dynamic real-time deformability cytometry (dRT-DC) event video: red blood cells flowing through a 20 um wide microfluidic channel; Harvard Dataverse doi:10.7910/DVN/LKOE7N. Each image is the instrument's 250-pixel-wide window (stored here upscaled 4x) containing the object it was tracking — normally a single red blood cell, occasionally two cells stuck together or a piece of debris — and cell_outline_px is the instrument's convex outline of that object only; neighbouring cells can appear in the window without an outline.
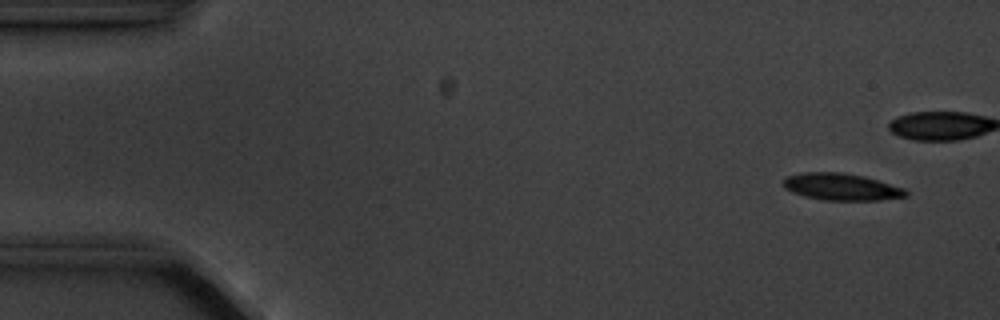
{"species": "common noctule bat (a hibernating species)", "species_latin": "Nyctalus noctula", "temperature_condition": "cold", "stored_images_in_passage": 10, "camera_frame_rate_fps": 3000, "um_per_image_px": 0.085, "animal": {"sex": "male", "body_mass_g": 20.1, "forearm_length_mm": 53.5}, "frame": {"image": 1, "passage_image": 1, "time_ms": 0.0, "image_size_px": [1000, 320], "cell_outline_px": [[908, 196], [880, 200], [824, 200], [804, 196], [792, 192], [784, 188], [784, 176], [800, 172], [844, 172], [864, 176], [904, 188], [908, 192]], "centroid_in_image_um": [71.49, 15.87], "position_along_channel_um": 13.5, "area_um2": 19.36}}
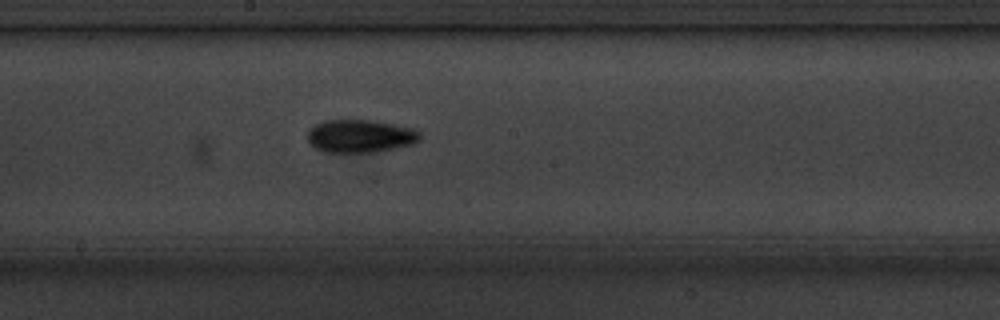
{"frame": {"image": 2, "passage_image": 9, "time_ms": 10.0, "image_size_px": [1000, 320], "cell_outline_px": [[420, 140], [412, 144], [396, 148], [372, 152], [324, 152], [316, 148], [308, 140], [308, 132], [316, 124], [324, 120], [376, 120], [416, 128], [420, 132]], "centroid_in_image_um": [30.67, 11.55], "position_along_channel_um": 217.5, "area_um2": 21.68}}